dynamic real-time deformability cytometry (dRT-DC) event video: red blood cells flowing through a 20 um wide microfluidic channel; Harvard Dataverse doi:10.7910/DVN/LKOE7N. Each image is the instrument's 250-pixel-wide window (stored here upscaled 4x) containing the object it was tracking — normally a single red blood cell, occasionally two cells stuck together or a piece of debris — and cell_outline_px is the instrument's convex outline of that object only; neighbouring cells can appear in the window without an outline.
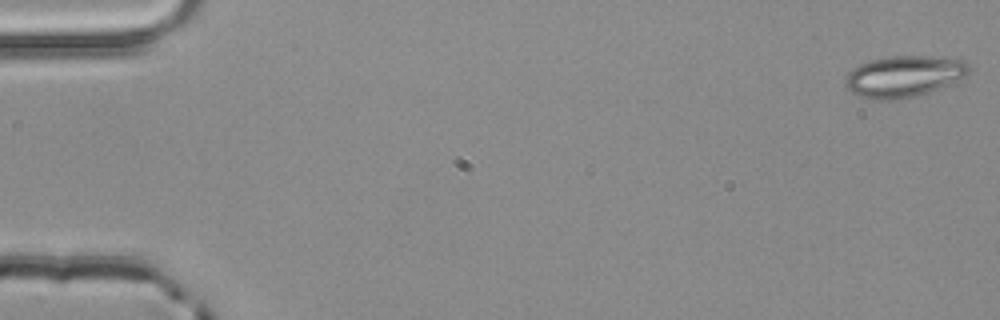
{"species": "common noctule bat (a hibernating species)", "species_latin": "Nyctalus noctula", "temperature_condition": "room temperature", "stored_images_in_passage": 4, "camera_frame_rate_fps": 3000, "um_per_image_px": 0.085, "animal": {"sex": "male", "body_mass_g": 20.4}, "frame": {"image": 1, "passage_image": 1, "time_ms": 0.0, "image_size_px": [1000, 320], "cell_outline_px": [[972, 68], [964, 76], [940, 88], [916, 96], [884, 100], [872, 100], [860, 96], [852, 92], [844, 84], [844, 80], [848, 72], [852, 68], [860, 64], [872, 60], [888, 56], [932, 56], [964, 60]], "centroid_in_image_um": [76.81, 6.48], "position_along_channel_um": 8.2, "area_um2": 29.65}}